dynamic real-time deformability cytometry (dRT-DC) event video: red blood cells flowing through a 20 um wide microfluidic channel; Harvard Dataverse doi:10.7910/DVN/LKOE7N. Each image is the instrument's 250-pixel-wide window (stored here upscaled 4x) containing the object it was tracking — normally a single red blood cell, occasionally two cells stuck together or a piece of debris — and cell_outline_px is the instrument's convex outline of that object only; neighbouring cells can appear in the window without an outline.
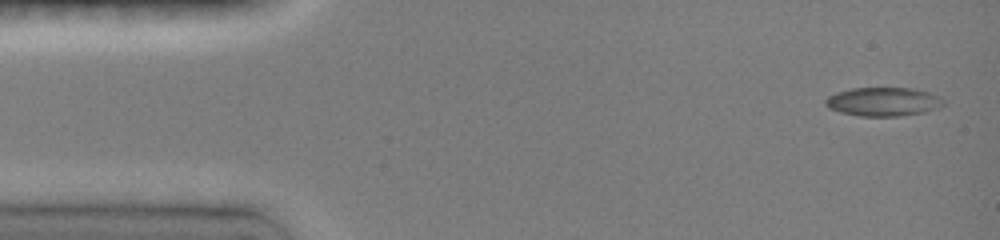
{"species": "common noctule bat (a hibernating species)", "species_latin": "Nyctalus noctula", "temperature_condition": "room temperature", "stored_images_in_passage": 11, "camera_frame_rate_fps": 3000, "um_per_image_px": 0.085, "animal": {"sex": "female", "body_mass_g": 19.0, "forearm_length_mm": 51.5}, "frame": {"image": 1, "passage_image": 1, "time_ms": 0.0, "image_size_px": [1000, 240], "cell_outline_px": [[944, 104], [936, 108], [924, 112], [900, 116], [860, 116], [840, 112], [828, 108], [824, 104], [824, 100], [828, 96], [836, 92], [852, 88], [916, 88], [928, 92], [944, 100]], "centroid_in_image_um": [75.03, 8.64], "position_along_channel_um": 10.0, "area_um2": 19.77}}
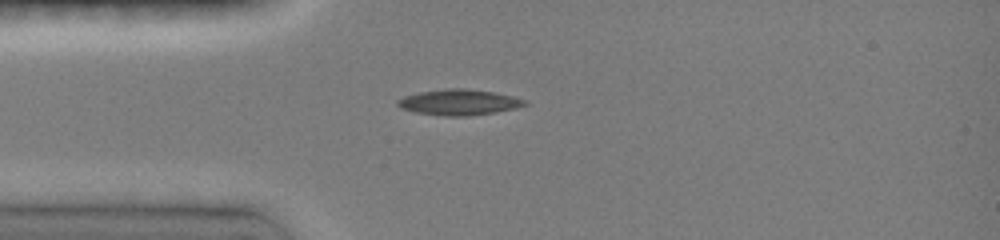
{"frame": {"image": 2, "passage_image": 5, "time_ms": 3.333, "image_size_px": [1000, 240], "cell_outline_px": [[528, 104], [516, 108], [492, 112], [464, 116], [444, 116], [416, 112], [400, 108], [396, 104], [396, 100], [404, 96], [420, 92], [448, 88], [464, 88], [492, 92], [512, 96], [528, 100]], "centroid_in_image_um": [38.99, 8.68], "position_along_channel_um": 46.0, "area_um2": 18.9}}
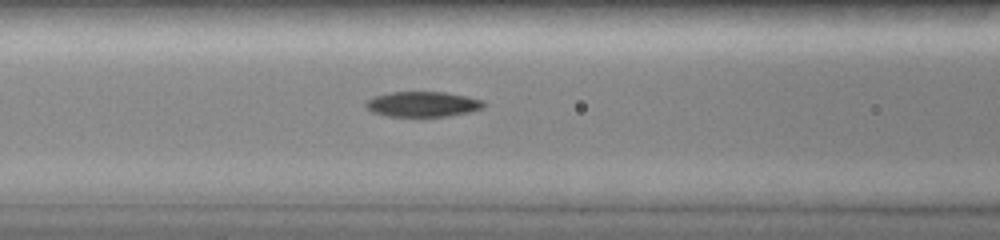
{"frame": {"image": 3, "passage_image": 9, "time_ms": 5.667, "image_size_px": [1000, 240], "cell_outline_px": [[488, 104], [480, 108], [468, 112], [448, 116], [388, 116], [372, 112], [364, 108], [364, 104], [372, 96], [392, 92], [444, 92], [468, 96], [484, 100]], "centroid_in_image_um": [35.91, 8.85], "position_along_channel_um": 130.7, "area_um2": 17.46}}